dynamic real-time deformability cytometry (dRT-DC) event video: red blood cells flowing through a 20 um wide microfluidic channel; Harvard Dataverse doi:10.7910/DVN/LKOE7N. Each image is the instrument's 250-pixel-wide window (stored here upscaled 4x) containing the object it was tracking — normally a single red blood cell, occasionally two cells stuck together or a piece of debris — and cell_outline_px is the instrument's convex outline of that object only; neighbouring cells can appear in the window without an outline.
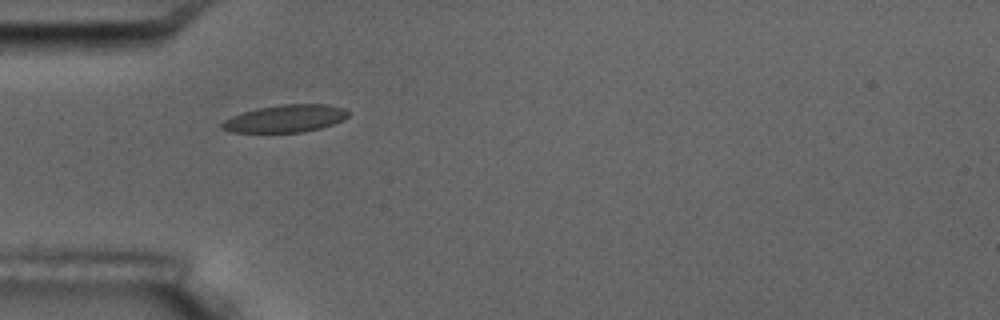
{"species": "common noctule bat (a hibernating species)", "species_latin": "Nyctalus noctula", "temperature_condition": "room temperature", "stored_images_in_passage": 2, "camera_frame_rate_fps": 3000, "um_per_image_px": 0.085, "animal": {"sex": "male", "body_mass_g": 17.5, "forearm_length_mm": 52.3}, "frame": {"image": 1, "passage_image": 1, "time_ms": 0.0, "image_size_px": [1000, 320], "cell_outline_px": [[348, 116], [344, 120], [320, 128], [300, 132], [232, 132], [220, 128], [220, 124], [224, 120], [240, 112], [256, 108], [280, 104], [328, 104], [344, 108], [348, 112]], "centroid_in_image_um": [24.23, 10.06], "position_along_channel_um": 60.8, "area_um2": 20.29}}